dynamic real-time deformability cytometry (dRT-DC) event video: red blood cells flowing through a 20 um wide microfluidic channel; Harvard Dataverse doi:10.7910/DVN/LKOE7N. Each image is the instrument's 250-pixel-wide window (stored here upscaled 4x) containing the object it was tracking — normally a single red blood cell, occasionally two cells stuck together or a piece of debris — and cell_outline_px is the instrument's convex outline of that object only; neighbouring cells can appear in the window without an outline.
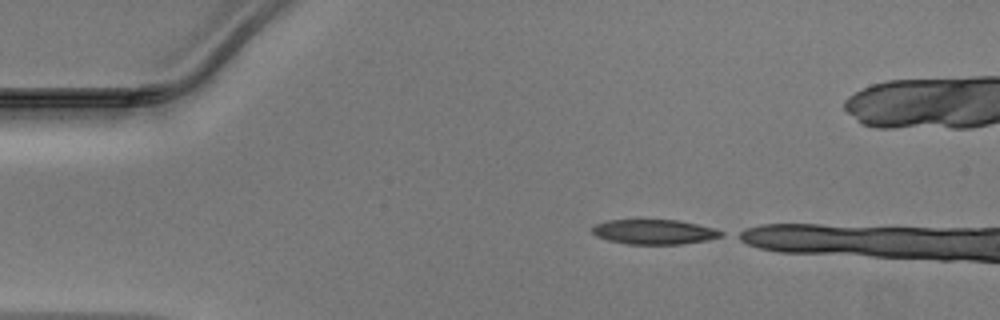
{"species": "Egyptian fruit bat (a non-hibernating species)", "species_latin": "Rousettus aegyptiacus", "temperature_condition": "warm", "stored_images_in_passage": 5, "camera_frame_rate_fps": 3000, "um_per_image_px": 0.085, "animal": {"sex": "male"}, "frame": {"image": 1, "passage_image": 1, "time_ms": 0.0, "image_size_px": [1000, 320], "cell_outline_px": [[724, 236], [708, 240], [680, 244], [628, 244], [608, 240], [596, 236], [592, 232], [592, 224], [608, 220], [680, 220], [712, 228], [724, 232]], "centroid_in_image_um": [55.59, 19.71], "position_along_channel_um": 29.4, "area_um2": 18.67}}